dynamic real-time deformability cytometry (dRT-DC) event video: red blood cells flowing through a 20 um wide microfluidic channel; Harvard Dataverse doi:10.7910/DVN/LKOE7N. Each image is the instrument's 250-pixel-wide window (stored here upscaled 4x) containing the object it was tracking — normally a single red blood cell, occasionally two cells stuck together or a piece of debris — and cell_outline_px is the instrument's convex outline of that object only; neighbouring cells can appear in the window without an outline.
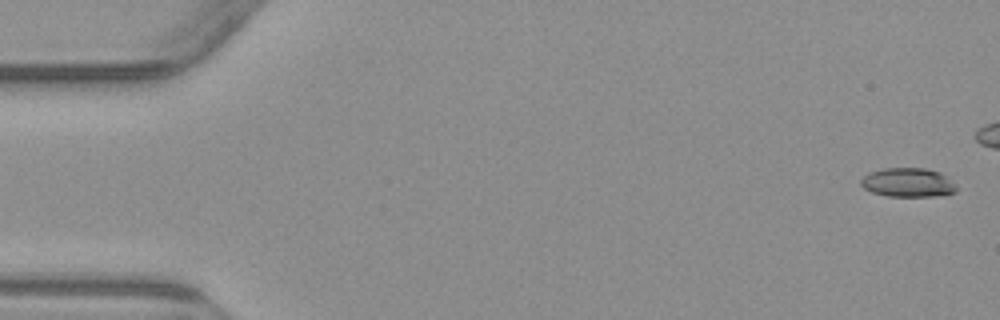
{"species": "common noctule bat (a hibernating species)", "species_latin": "Nyctalus noctula", "temperature_condition": "warm", "stored_images_in_passage": 8, "camera_frame_rate_fps": 3000, "um_per_image_px": 0.085, "animal": {"sex": "male", "body_mass_g": 23.1, "forearm_length_mm": 52.7}, "frame": {"image": 1, "passage_image": 1, "time_ms": 0.0, "image_size_px": [1000, 320], "cell_outline_px": [[956, 192], [936, 196], [888, 196], [872, 192], [864, 188], [860, 184], [860, 180], [868, 172], [884, 168], [924, 168], [940, 172], [956, 188]], "centroid_in_image_um": [77.11, 15.51], "position_along_channel_um": 7.9, "area_um2": 15.95}}
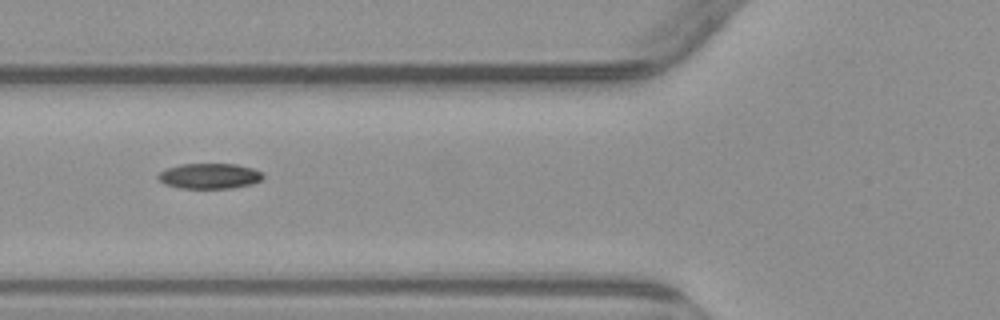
{"frame": {"image": 2, "passage_image": 7, "time_ms": 8.0, "image_size_px": [1000, 320], "cell_outline_px": [[264, 176], [260, 180], [252, 184], [232, 188], [180, 188], [164, 184], [156, 176], [160, 172], [168, 168], [180, 164], [236, 164], [252, 168], [260, 172]], "centroid_in_image_um": [17.79, 14.96], "position_along_channel_um": 108.0, "area_um2": 15.43}}
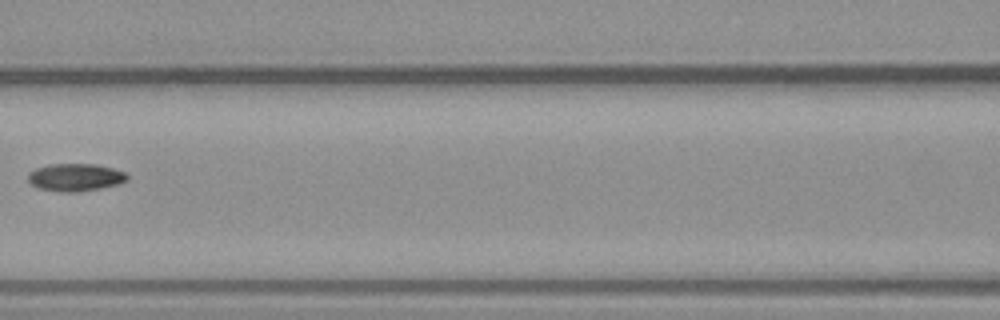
{"frame": {"image": 3, "passage_image": 8, "time_ms": 9.333, "image_size_px": [1000, 320], "cell_outline_px": [[128, 180], [116, 184], [100, 188], [76, 192], [64, 192], [40, 188], [32, 184], [28, 180], [28, 172], [36, 168], [48, 164], [96, 164], [112, 168], [124, 172], [128, 176]], "centroid_in_image_um": [6.39, 15.06], "position_along_channel_um": 160.2, "area_um2": 15.78}}